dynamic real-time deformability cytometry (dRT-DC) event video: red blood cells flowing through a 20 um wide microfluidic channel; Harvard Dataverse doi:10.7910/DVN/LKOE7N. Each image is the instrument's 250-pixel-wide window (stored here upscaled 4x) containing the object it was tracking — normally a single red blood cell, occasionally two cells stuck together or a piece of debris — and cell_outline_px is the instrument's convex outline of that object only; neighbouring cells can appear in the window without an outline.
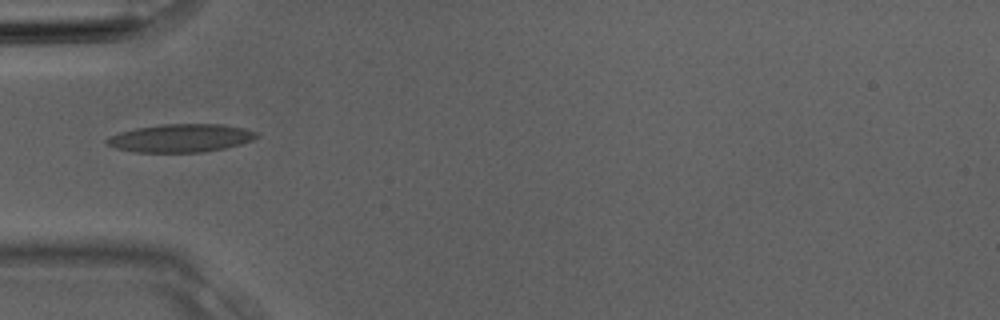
{"species": "Egyptian fruit bat (a non-hibernating species)", "species_latin": "Rousettus aegyptiacus", "temperature_condition": "room temperature", "stored_images_in_passage": 2, "camera_frame_rate_fps": 3000, "um_per_image_px": 0.085, "animal": {"sex": "male"}, "frame": {"image": 1, "passage_image": 2, "time_ms": 0.333, "image_size_px": [1000, 320], "cell_outline_px": [[260, 136], [252, 140], [240, 144], [224, 148], [204, 152], [132, 152], [116, 148], [108, 144], [104, 140], [108, 136], [120, 132], [136, 128], [164, 124], [224, 124], [244, 128], [256, 132]], "centroid_in_image_um": [15.36, 11.73], "position_along_channel_um": 69.6, "area_um2": 24.57}}